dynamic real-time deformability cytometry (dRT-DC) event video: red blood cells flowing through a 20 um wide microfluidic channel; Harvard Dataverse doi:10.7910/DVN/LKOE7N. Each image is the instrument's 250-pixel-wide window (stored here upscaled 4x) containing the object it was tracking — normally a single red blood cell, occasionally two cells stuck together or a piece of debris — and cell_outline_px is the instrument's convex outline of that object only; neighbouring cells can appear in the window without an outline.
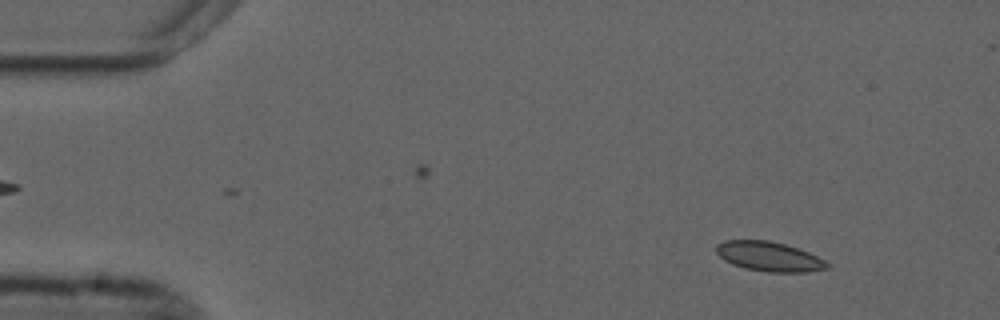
{"species": "common noctule bat (a hibernating species)", "species_latin": "Nyctalus noctula", "temperature_condition": "cold", "stored_images_in_passage": 32, "camera_frame_rate_fps": 3000, "um_per_image_px": 0.085, "animal": {"sex": "male", "forearm_length_mm": 52.5}, "frame": {"image": 1, "passage_image": 5, "time_ms": 1.333, "image_size_px": [1000, 320], "cell_outline_px": [[828, 268], [804, 272], [768, 272], [744, 268], [732, 264], [724, 260], [716, 252], [716, 244], [724, 240], [768, 240], [784, 244], [808, 252], [824, 260], [828, 264]], "centroid_in_image_um": [65.32, 21.8], "position_along_channel_um": 19.7, "area_um2": 18.96}}
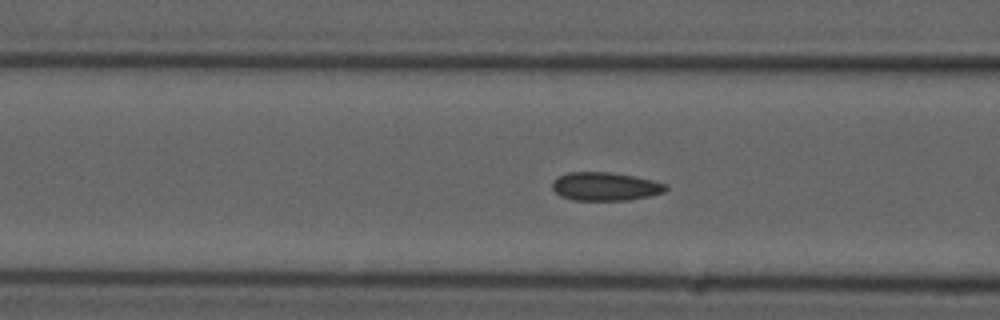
{"frame": {"image": 2, "passage_image": 20, "time_ms": 6.333, "image_size_px": [1000, 320], "cell_outline_px": [[668, 188], [664, 192], [648, 196], [628, 200], [572, 200], [560, 196], [552, 188], [552, 184], [560, 176], [568, 172], [608, 172], [636, 176], [668, 184]], "centroid_in_image_um": [51.47, 15.85], "position_along_channel_um": 115.1, "area_um2": 18.73}}
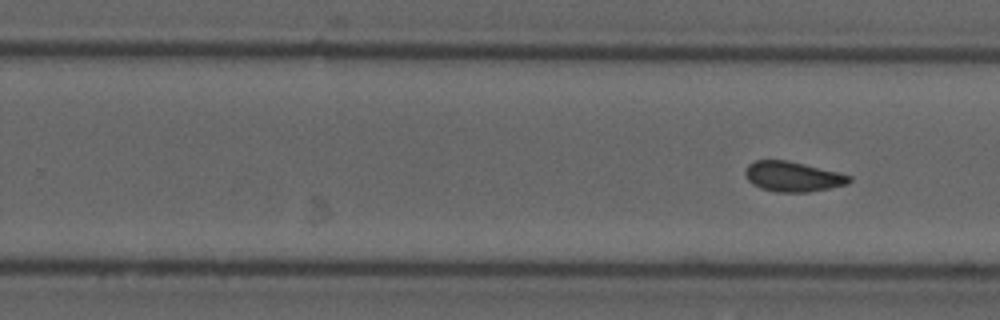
{"frame": {"image": 3, "passage_image": 32, "time_ms": 10.333, "image_size_px": [1000, 320], "cell_outline_px": [[852, 180], [848, 184], [808, 192], [776, 192], [760, 188], [752, 184], [748, 180], [744, 172], [744, 168], [748, 164], [756, 160], [788, 160], [852, 176]], "centroid_in_image_um": [67.35, 15.01], "position_along_channel_um": 262.5, "area_um2": 18.21}}